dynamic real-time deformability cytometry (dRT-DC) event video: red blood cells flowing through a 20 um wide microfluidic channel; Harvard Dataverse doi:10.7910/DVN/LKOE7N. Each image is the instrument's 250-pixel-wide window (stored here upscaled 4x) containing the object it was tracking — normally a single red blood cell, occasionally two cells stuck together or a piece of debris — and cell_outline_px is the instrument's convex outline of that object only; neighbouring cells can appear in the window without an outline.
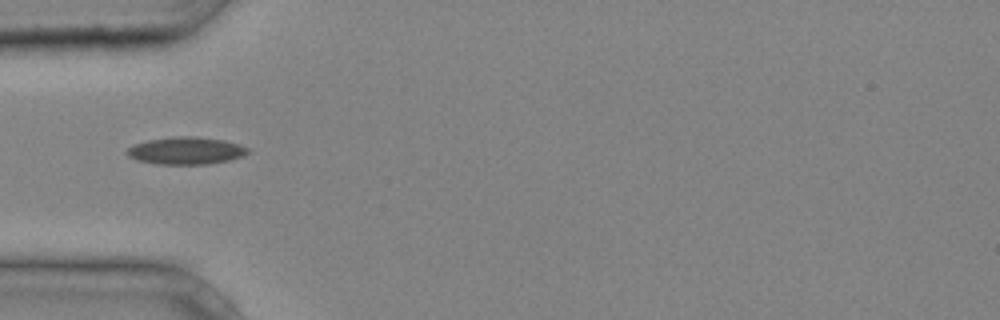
{"species": "common noctule bat (a hibernating species)", "species_latin": "Nyctalus noctula", "temperature_condition": "cold", "stored_images_in_passage": 31, "camera_frame_rate_fps": 3000, "um_per_image_px": 0.085, "animal": {"sex": "male", "body_mass_g": 20.4}, "frame": {"image": 1, "passage_image": 5, "time_ms": 1.333, "image_size_px": [1000, 320], "cell_outline_px": [[248, 152], [244, 156], [228, 160], [208, 164], [156, 164], [136, 160], [128, 156], [124, 152], [128, 148], [136, 144], [148, 140], [172, 136], [196, 136], [224, 140], [240, 144], [248, 148]], "centroid_in_image_um": [15.8, 12.8], "position_along_channel_um": 69.2, "area_um2": 19.36}}
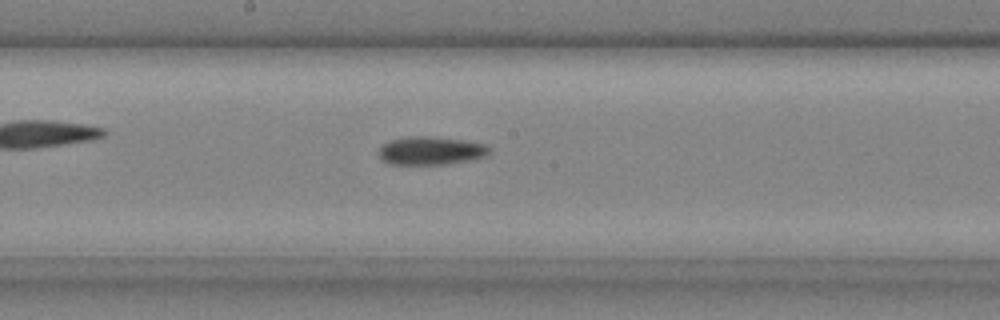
{"frame": {"image": 2, "passage_image": 14, "time_ms": 4.333, "image_size_px": [1000, 320], "cell_outline_px": [[492, 152], [488, 156], [472, 160], [444, 164], [388, 164], [380, 156], [380, 148], [388, 140], [408, 136], [428, 136], [464, 140], [484, 144], [492, 148]], "centroid_in_image_um": [36.68, 12.8], "position_along_channel_um": 211.5, "area_um2": 18.32}}
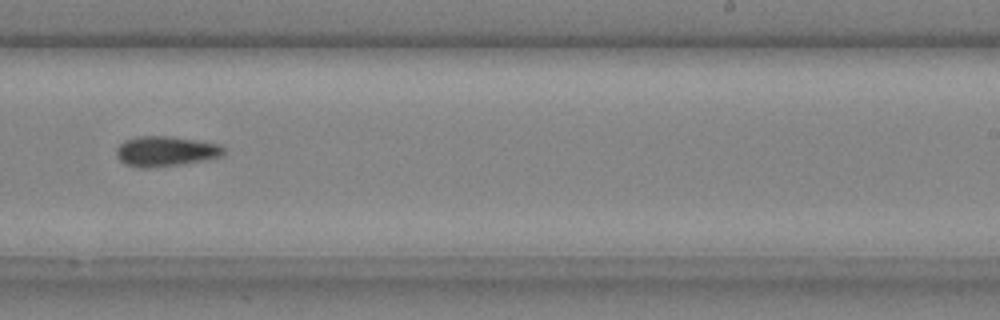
{"frame": {"image": 3, "passage_image": 18, "time_ms": 5.667, "image_size_px": [1000, 320], "cell_outline_px": [[228, 148], [224, 156], [204, 160], [180, 164], [148, 168], [140, 168], [124, 164], [116, 156], [116, 148], [124, 140], [136, 136], [168, 136], [196, 140], [220, 144]], "centroid_in_image_um": [14.1, 12.85], "position_along_channel_um": 274.9, "area_um2": 19.13}}